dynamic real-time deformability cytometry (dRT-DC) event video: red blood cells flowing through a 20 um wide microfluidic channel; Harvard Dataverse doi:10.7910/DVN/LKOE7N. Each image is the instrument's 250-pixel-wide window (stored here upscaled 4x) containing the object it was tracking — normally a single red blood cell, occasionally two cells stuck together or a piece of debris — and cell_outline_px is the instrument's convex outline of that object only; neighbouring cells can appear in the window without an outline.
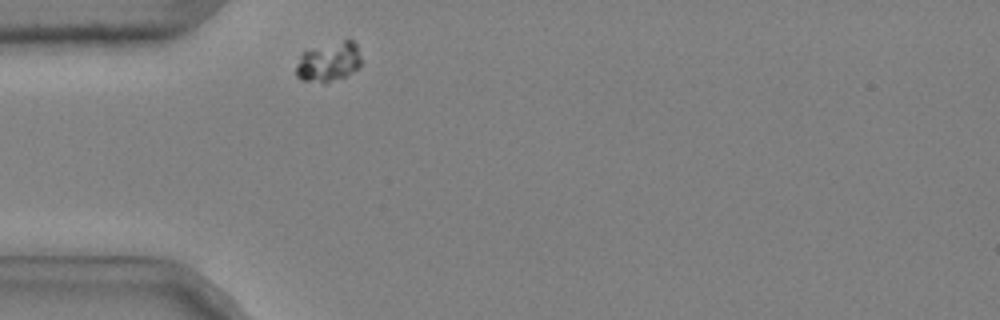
{"species": "common noctule bat (a hibernating species)", "species_latin": "Nyctalus noctula", "temperature_condition": "cold", "stored_images_in_passage": 32, "camera_frame_rate_fps": 3000, "um_per_image_px": 0.085, "animal": {"sex": "male", "body_mass_g": 20.4}, "frame": {"image": 1, "passage_image": 2, "time_ms": 0.333, "image_size_px": [1000, 320], "cell_outline_px": [[360, 64], [356, 68], [344, 76], [324, 84], [304, 80], [296, 76], [296, 68], [300, 56], [304, 52], [344, 40], [352, 40], [356, 44], [360, 56]], "centroid_in_image_um": [27.93, 5.29], "position_along_channel_um": 57.1, "area_um2": 14.45}}
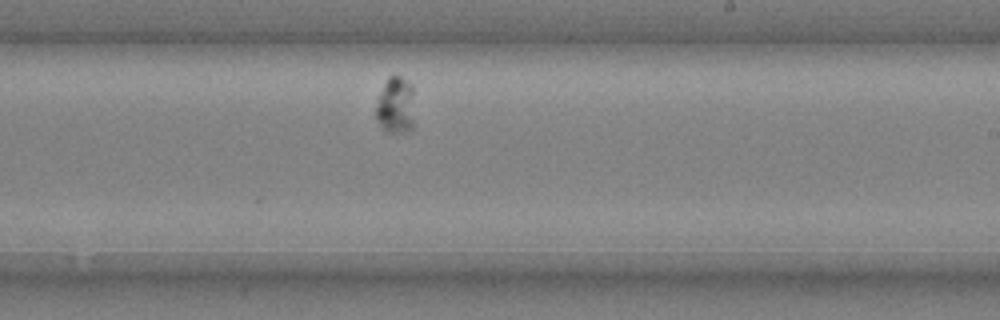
{"frame": {"image": 2, "passage_image": 20, "time_ms": 6.333, "image_size_px": [1000, 320], "cell_outline_px": [[412, 128], [404, 132], [384, 132], [376, 116], [376, 108], [384, 84], [388, 76], [400, 76], [412, 84]], "centroid_in_image_um": [33.62, 8.96], "position_along_channel_um": 255.4, "area_um2": 12.37}}
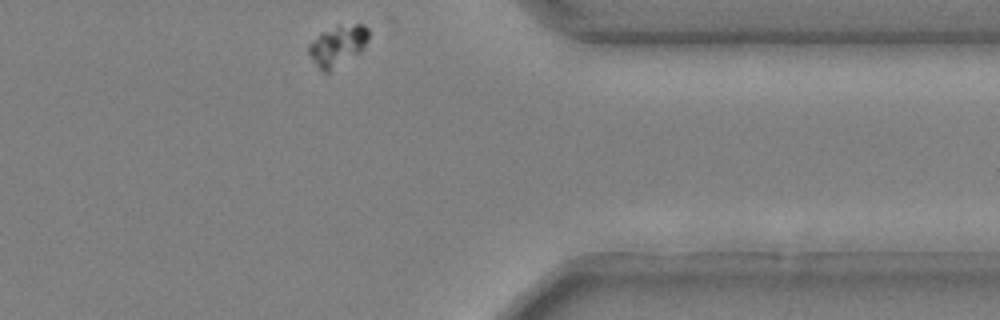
{"frame": {"image": 3, "passage_image": 32, "time_ms": 10.333, "image_size_px": [1000, 320], "cell_outline_px": [[368, 40], [364, 48], [360, 52], [328, 72], [324, 72], [316, 64], [308, 52], [308, 44], [320, 32], [336, 28], [356, 24], [364, 24], [368, 28]], "centroid_in_image_um": [28.71, 3.88], "position_along_channel_um": 382.7, "area_um2": 13.76}}